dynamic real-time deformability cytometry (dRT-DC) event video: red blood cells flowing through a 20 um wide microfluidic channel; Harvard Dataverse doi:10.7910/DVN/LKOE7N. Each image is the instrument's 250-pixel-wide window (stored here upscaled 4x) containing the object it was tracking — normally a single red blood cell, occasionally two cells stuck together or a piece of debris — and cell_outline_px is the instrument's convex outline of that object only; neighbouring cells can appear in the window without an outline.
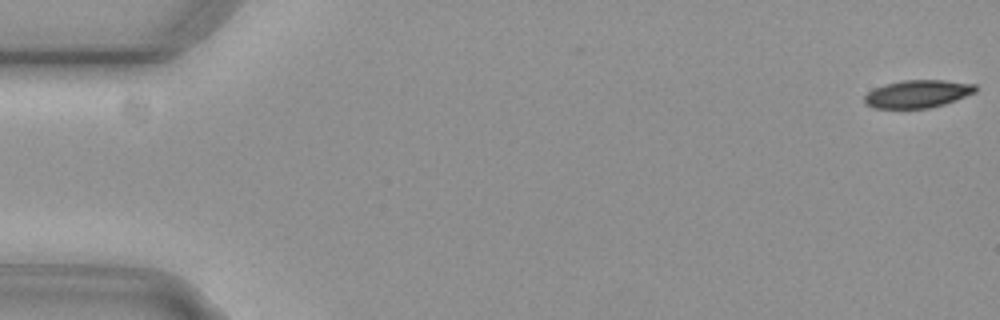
{"species": "common noctule bat (a hibernating species)", "species_latin": "Nyctalus noctula", "temperature_condition": "cold", "stored_images_in_passage": 2, "camera_frame_rate_fps": 3000, "um_per_image_px": 0.085, "animal": {"sex": "female", "body_mass_g": 29.2, "forearm_length_mm": 56.3}, "frame": {"image": 1, "passage_image": 2, "time_ms": 0.333, "image_size_px": [1000, 320], "cell_outline_px": [[976, 92], [956, 100], [944, 104], [928, 108], [872, 108], [864, 104], [864, 96], [868, 92], [884, 84], [904, 80], [944, 80], [976, 84]], "centroid_in_image_um": [77.99, 7.98], "position_along_channel_um": 7.0, "area_um2": 17.98}}